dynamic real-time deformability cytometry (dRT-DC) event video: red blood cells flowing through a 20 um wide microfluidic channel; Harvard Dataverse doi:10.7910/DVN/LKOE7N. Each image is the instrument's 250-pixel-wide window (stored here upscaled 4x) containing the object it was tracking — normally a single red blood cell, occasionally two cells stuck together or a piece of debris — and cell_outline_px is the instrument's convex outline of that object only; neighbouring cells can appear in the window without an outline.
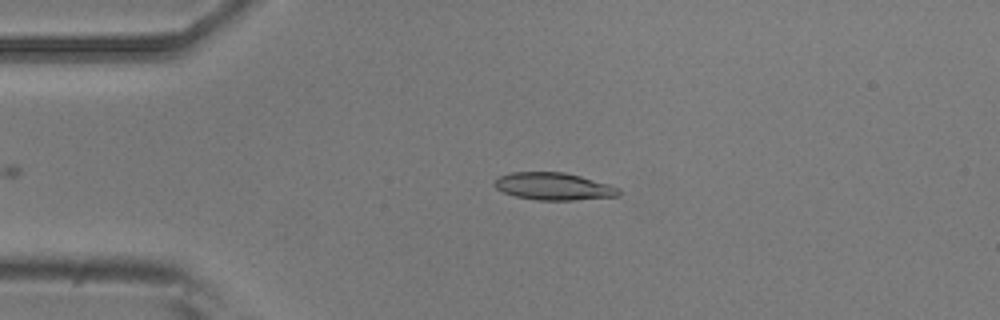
{"species": "common noctule bat (a hibernating species)", "species_latin": "Nyctalus noctula", "temperature_condition": "room temperature", "stored_images_in_passage": 5, "camera_frame_rate_fps": 3000, "um_per_image_px": 0.085, "animal": {"sex": "male", "body_mass_g": 20.5, "forearm_length_mm": 52.5}, "frame": {"image": 1, "passage_image": 3, "time_ms": 2.0, "image_size_px": [1000, 320], "cell_outline_px": [[620, 196], [576, 200], [536, 200], [516, 196], [504, 192], [496, 188], [492, 184], [500, 176], [512, 172], [564, 172], [580, 176], [608, 184], [620, 188]], "centroid_in_image_um": [47.07, 15.85], "position_along_channel_um": 37.9, "area_um2": 19.77}}